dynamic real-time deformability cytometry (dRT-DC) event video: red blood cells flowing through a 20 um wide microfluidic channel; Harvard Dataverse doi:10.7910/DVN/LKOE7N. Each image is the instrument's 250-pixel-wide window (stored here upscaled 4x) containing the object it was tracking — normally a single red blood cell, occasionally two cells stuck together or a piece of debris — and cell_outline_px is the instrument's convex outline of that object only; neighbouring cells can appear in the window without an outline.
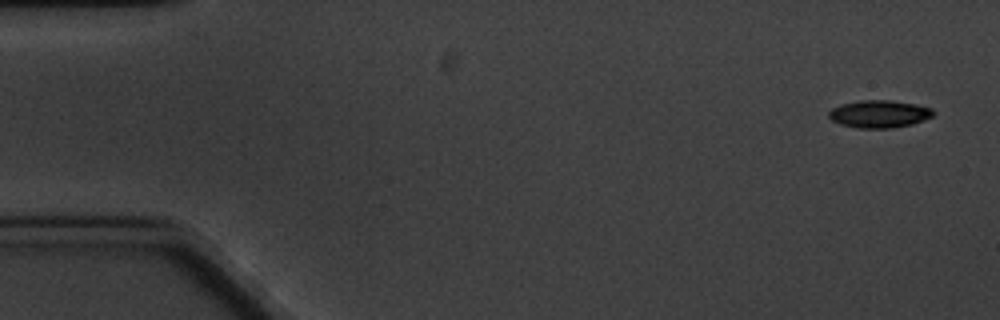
{"species": "common noctule bat (a hibernating species)", "species_latin": "Nyctalus noctula", "temperature_condition": "cold", "stored_images_in_passage": 5, "camera_frame_rate_fps": 3000, "um_per_image_px": 0.085, "animal": {"sex": "male", "body_mass_g": 20.1, "forearm_length_mm": 53.5}, "frame": {"image": 1, "passage_image": 1, "time_ms": 0.0, "image_size_px": [1000, 320], "cell_outline_px": [[936, 112], [932, 116], [924, 120], [912, 124], [892, 128], [856, 128], [840, 124], [832, 120], [828, 116], [828, 112], [832, 108], [840, 104], [860, 100], [888, 100], [912, 104], [932, 108]], "centroid_in_image_um": [74.71, 9.69], "position_along_channel_um": 10.3, "area_um2": 16.76}}
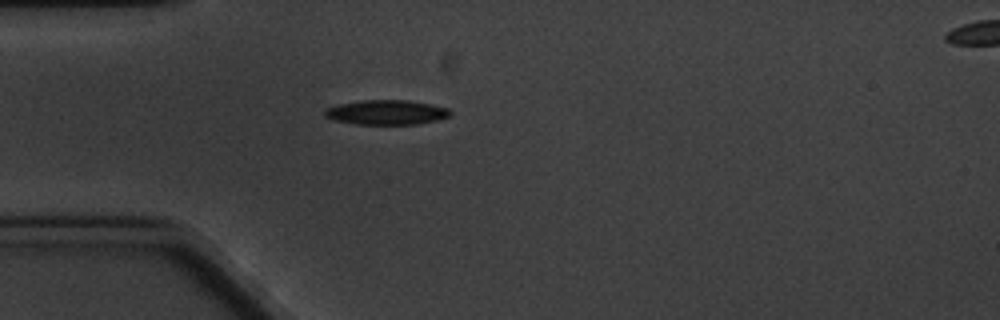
{"frame": {"image": 2, "passage_image": 5, "time_ms": 4.667, "image_size_px": [1000, 320], "cell_outline_px": [[452, 116], [436, 120], [416, 124], [356, 124], [336, 120], [324, 116], [324, 108], [340, 104], [364, 100], [408, 100], [432, 104], [448, 108], [452, 112]], "centroid_in_image_um": [32.88, 9.54], "position_along_channel_um": 52.1, "area_um2": 18.03}}